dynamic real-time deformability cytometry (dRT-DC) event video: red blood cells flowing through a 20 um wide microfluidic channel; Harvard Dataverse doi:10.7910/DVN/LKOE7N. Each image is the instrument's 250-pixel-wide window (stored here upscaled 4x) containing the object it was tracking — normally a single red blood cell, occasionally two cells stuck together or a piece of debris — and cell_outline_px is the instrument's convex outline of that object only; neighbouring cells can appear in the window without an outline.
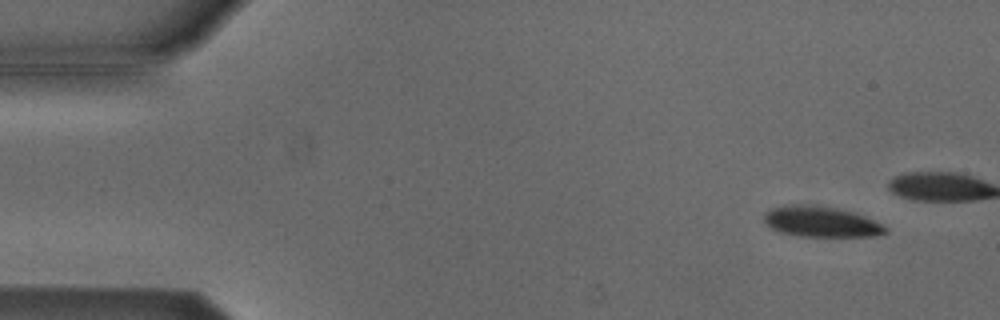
{"species": "Egyptian fruit bat (a non-hibernating species)", "species_latin": "Rousettus aegyptiacus", "temperature_condition": "cold", "stored_images_in_passage": 5, "camera_frame_rate_fps": 3000, "um_per_image_px": 0.085, "animal": {"sex": "male"}, "frame": {"image": 1, "passage_image": 1, "time_ms": 0.0, "image_size_px": [1000, 320], "cell_outline_px": [[888, 232], [872, 236], [800, 236], [780, 232], [772, 228], [764, 220], [764, 216], [772, 208], [792, 204], [816, 204], [840, 208], [856, 212], [888, 228]], "centroid_in_image_um": [69.81, 18.83], "position_along_channel_um": 15.2, "area_um2": 21.62}}
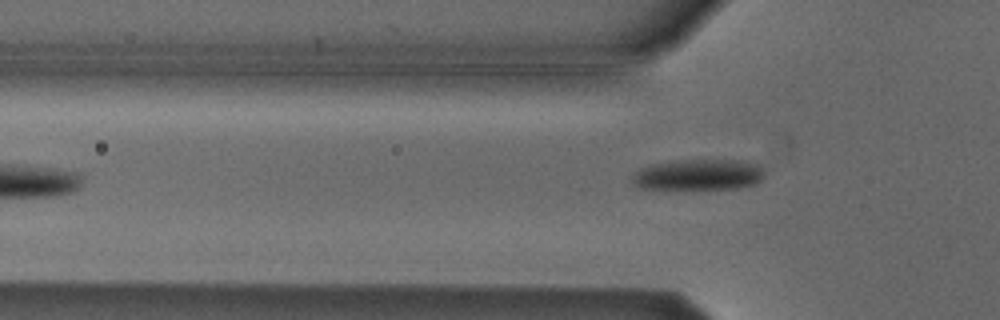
{"frame": {"image": 2, "passage_image": 5, "time_ms": 1.333, "image_size_px": [1000, 320], "cell_outline_px": [[764, 176], [756, 184], [732, 188], [640, 188], [632, 184], [632, 176], [640, 168], [652, 164], [672, 160], [740, 160], [756, 164], [760, 168]], "centroid_in_image_um": [59.32, 14.83], "position_along_channel_um": 66.5, "area_um2": 23.52}}